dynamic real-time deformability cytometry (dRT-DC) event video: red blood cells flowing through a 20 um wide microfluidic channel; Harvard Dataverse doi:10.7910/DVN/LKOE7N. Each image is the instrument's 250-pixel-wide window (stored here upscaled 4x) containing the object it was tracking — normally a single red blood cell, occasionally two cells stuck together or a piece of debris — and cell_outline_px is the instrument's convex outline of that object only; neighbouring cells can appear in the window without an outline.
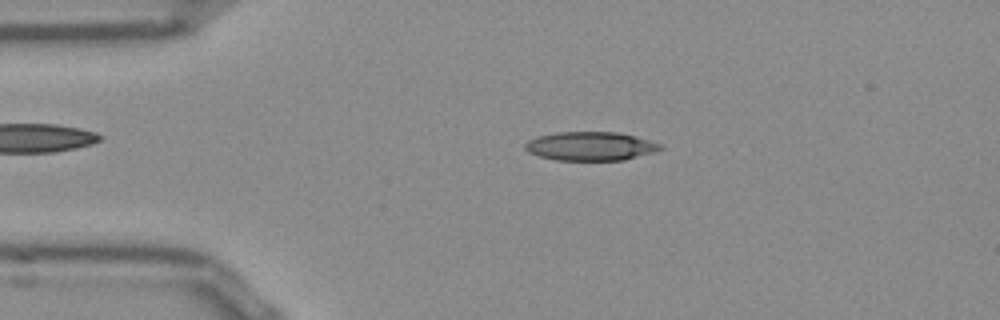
{"species": "Egyptian fruit bat (a non-hibernating species)", "species_latin": "Rousettus aegyptiacus", "temperature_condition": "room temperature", "stored_images_in_passage": 51, "camera_frame_rate_fps": 3000, "um_per_image_px": 0.085, "frame": {"image": 1, "passage_image": 10, "time_ms": 3.0, "image_size_px": [1000, 320], "cell_outline_px": [[664, 148], [652, 152], [624, 160], [556, 160], [540, 156], [528, 152], [524, 148], [524, 144], [528, 140], [536, 136], [556, 132], [616, 132], [636, 136], [660, 144]], "centroid_in_image_um": [50.14, 12.42], "position_along_channel_um": 34.9, "area_um2": 22.6}}
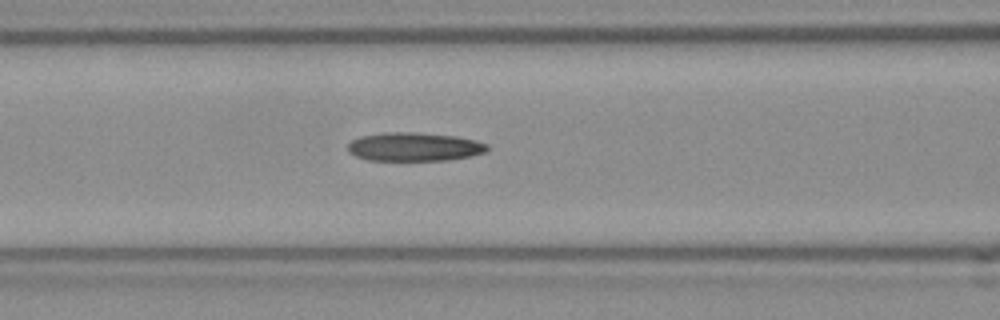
{"frame": {"image": 2, "passage_image": 20, "time_ms": 6.333, "image_size_px": [1000, 320], "cell_outline_px": [[488, 152], [472, 156], [448, 160], [368, 160], [356, 156], [348, 152], [348, 144], [352, 140], [360, 136], [384, 132], [416, 132], [456, 136], [476, 140], [488, 144]], "centroid_in_image_um": [35.24, 12.47], "position_along_channel_um": 131.4, "area_um2": 23.47}}
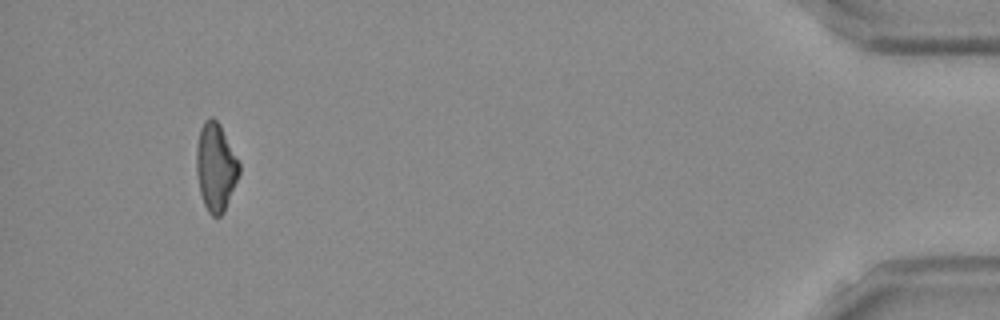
{"frame": {"image": 3, "passage_image": 48, "time_ms": 15.667, "image_size_px": [1000, 320], "cell_outline_px": [[240, 172], [224, 212], [220, 216], [212, 216], [208, 212], [204, 204], [200, 192], [196, 172], [196, 148], [200, 128], [204, 120], [212, 116], [220, 124], [240, 164]], "centroid_in_image_um": [18.32, 14.19], "position_along_channel_um": 416.9, "area_um2": 21.91}, "authors_computed_cell_mechanics": {"area_um2": 22.831, "velocity_mm_per_s": 3.8745, "shape_relaxation_time_tau1_ms": null, "shape_relaxation_time_tau2_ms": 9.5909, "deformation_change_tau1": null, "deformation_change_tau2": 0.2435}}